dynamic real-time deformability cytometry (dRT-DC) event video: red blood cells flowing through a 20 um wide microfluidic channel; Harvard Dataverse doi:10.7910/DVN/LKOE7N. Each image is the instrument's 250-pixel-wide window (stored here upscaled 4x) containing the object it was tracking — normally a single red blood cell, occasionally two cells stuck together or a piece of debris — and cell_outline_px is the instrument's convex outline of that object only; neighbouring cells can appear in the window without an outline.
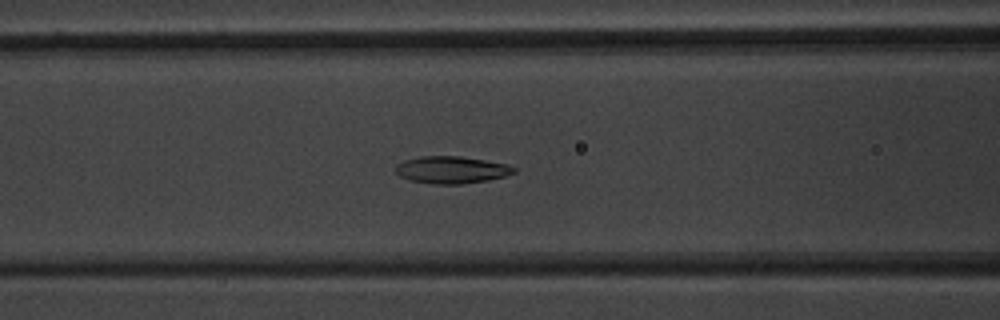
{"species": "common noctule bat (a hibernating species)", "species_latin": "Nyctalus noctula", "temperature_condition": "warm", "stored_images_in_passage": 52, "camera_frame_rate_fps": 3000, "um_per_image_px": 0.085, "animal": {"sex": "male", "body_mass_g": 20.1, "forearm_length_mm": 53.5}, "frame": {"image": 1, "passage_image": 22, "time_ms": 7.0, "image_size_px": [1000, 320], "cell_outline_px": [[516, 172], [504, 176], [488, 180], [460, 184], [436, 184], [408, 180], [400, 176], [396, 172], [396, 164], [404, 160], [420, 156], [460, 156], [508, 164], [516, 168]], "centroid_in_image_um": [38.37, 14.43], "position_along_channel_um": 128.2, "area_um2": 18.73}}
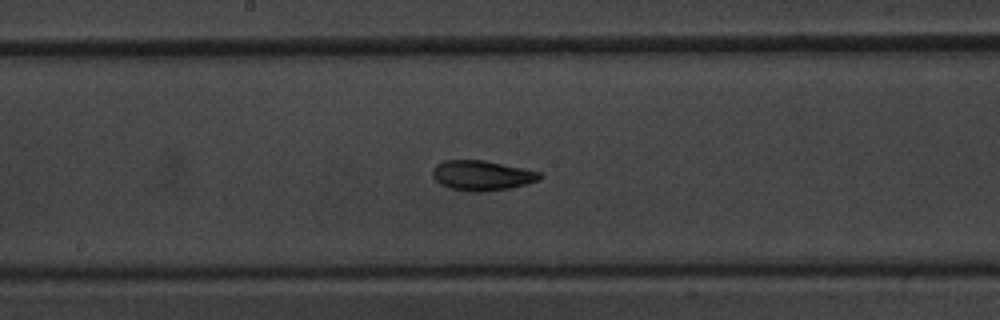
{"frame": {"image": 2, "passage_image": 28, "time_ms": 9.0, "image_size_px": [1000, 320], "cell_outline_px": [[544, 176], [540, 180], [528, 184], [512, 188], [484, 192], [468, 192], [448, 188], [440, 184], [432, 176], [432, 168], [436, 164], [444, 160], [484, 160], [524, 168], [540, 172]], "centroid_in_image_um": [40.98, 14.93], "position_along_channel_um": 207.2, "area_um2": 19.19}}
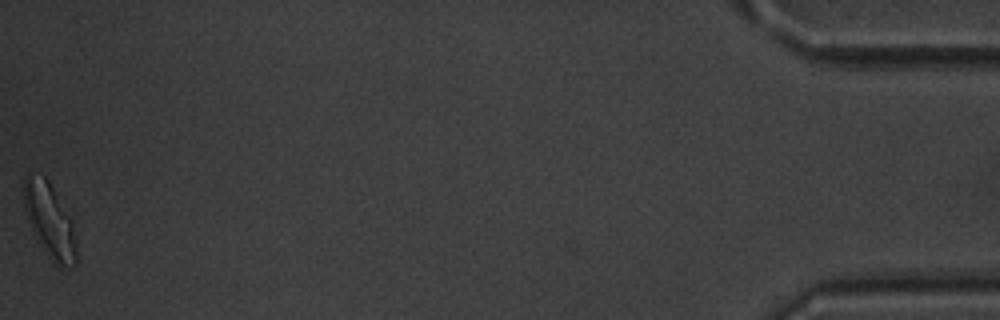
{"frame": {"image": 3, "passage_image": 52, "time_ms": 17.0, "image_size_px": [1000, 320], "cell_outline_px": [[76, 264], [72, 268], [60, 268], [52, 264], [36, 240], [32, 232], [24, 208], [24, 176], [28, 172], [32, 172], [44, 176], [48, 180], [72, 220], [76, 240]], "centroid_in_image_um": [4.22, 18.81], "position_along_channel_um": 431.0, "area_um2": 23.41}, "authors_computed_cell_mechanics": {"area_um2": 19.1896, "velocity_mm_per_s": 3.9499, "shape_relaxation_time_tau1_ms": 4.1524, "shape_relaxation_time_tau2_ms": 2.7284, "deformation_change_tau1": 0.1461, "deformation_change_tau2": 0.0864}}